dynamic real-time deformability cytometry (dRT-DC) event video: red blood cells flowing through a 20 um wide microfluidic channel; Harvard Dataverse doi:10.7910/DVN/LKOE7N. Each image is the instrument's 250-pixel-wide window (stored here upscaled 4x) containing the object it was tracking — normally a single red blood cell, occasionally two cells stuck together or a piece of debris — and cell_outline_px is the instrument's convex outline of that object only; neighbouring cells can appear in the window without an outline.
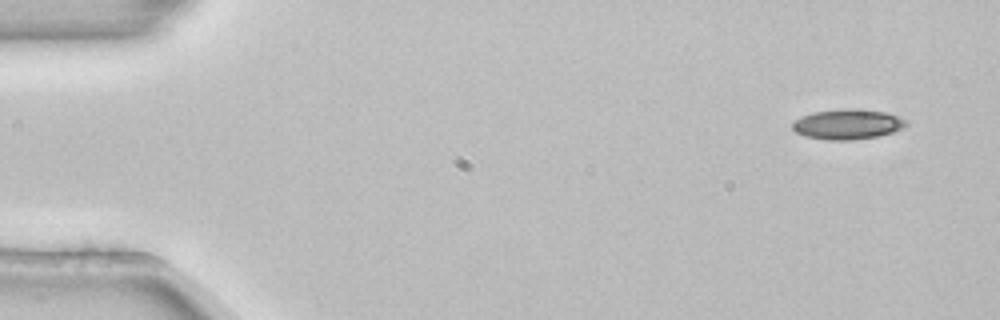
{"species": "common noctule bat (a hibernating species)", "species_latin": "Nyctalus noctula", "temperature_condition": "room temperature", "stored_images_in_passage": 7, "camera_frame_rate_fps": 3000, "um_per_image_px": 0.085, "animal": {"sex": "female", "body_mass_g": 22.7, "forearm_length_mm": 54.2}, "frame": {"image": 1, "passage_image": 1, "time_ms": 0.0, "image_size_px": [1000, 320], "cell_outline_px": [[908, 124], [904, 128], [892, 132], [876, 136], [852, 140], [824, 140], [804, 136], [796, 132], [792, 128], [792, 120], [800, 116], [812, 112], [888, 112], [900, 116], [908, 120]], "centroid_in_image_um": [72.03, 10.62], "position_along_channel_um": 13.0, "area_um2": 19.19}}
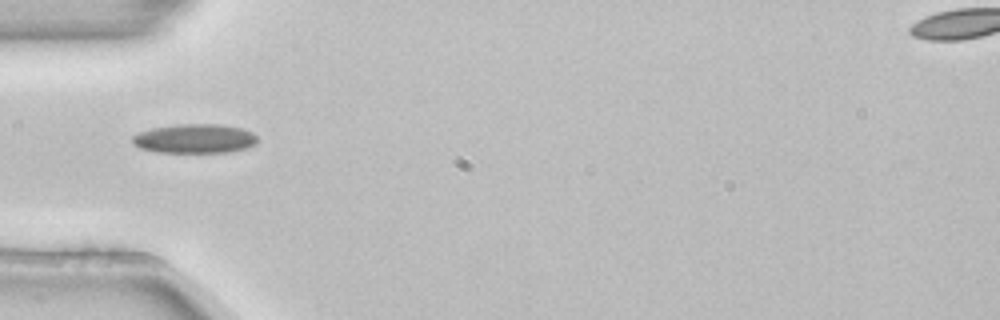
{"frame": {"image": 2, "passage_image": 4, "time_ms": 1.0, "image_size_px": [1000, 320], "cell_outline_px": [[256, 144], [248, 148], [228, 152], [156, 152], [140, 148], [132, 140], [132, 136], [140, 132], [152, 128], [176, 124], [220, 124], [240, 128], [252, 132], [256, 136]], "centroid_in_image_um": [16.57, 11.78], "position_along_channel_um": 68.4, "area_um2": 21.21}}